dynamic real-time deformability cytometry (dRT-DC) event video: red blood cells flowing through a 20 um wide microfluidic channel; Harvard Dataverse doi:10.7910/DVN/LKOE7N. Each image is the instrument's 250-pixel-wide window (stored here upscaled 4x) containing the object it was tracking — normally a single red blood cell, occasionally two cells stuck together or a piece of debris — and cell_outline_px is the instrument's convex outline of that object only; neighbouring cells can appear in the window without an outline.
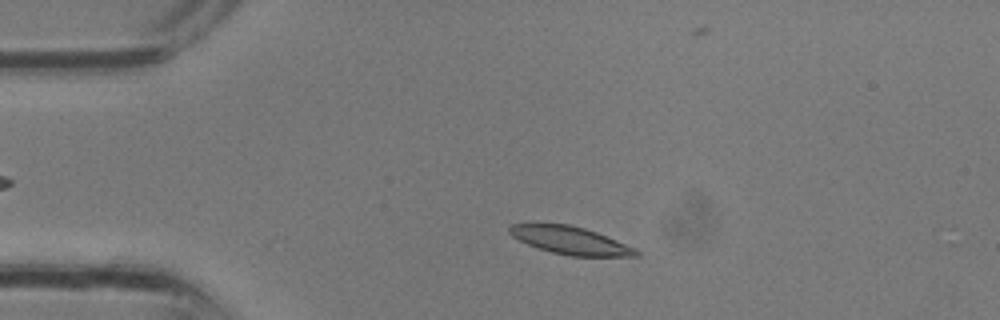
{"species": "common noctule bat (a hibernating species)", "species_latin": "Nyctalus noctula", "temperature_condition": "room temperature", "stored_images_in_passage": 30, "camera_frame_rate_fps": 3000, "um_per_image_px": 0.085, "animal": {"sex": "male", "body_mass_g": 13.3}, "frame": {"image": 1, "passage_image": 4, "time_ms": 1.0, "image_size_px": [1000, 320], "cell_outline_px": [[640, 256], [572, 256], [552, 252], [528, 244], [512, 236], [508, 232], [508, 228], [512, 224], [568, 224], [584, 228], [596, 232], [636, 248], [640, 252]], "centroid_in_image_um": [48.51, 20.44], "position_along_channel_um": 36.5, "area_um2": 20.17}}
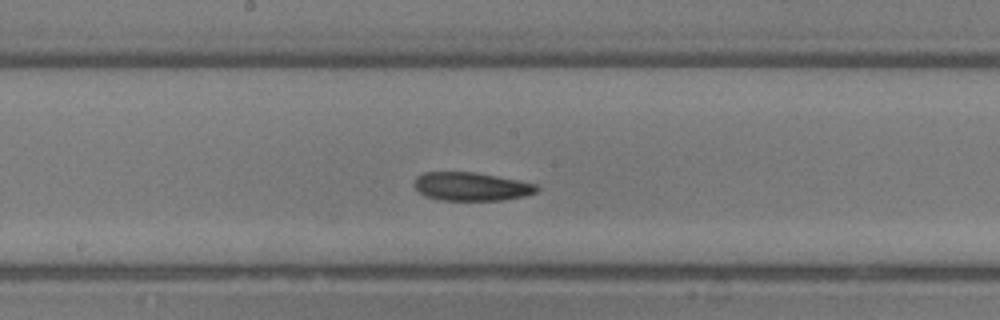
{"frame": {"image": 2, "passage_image": 14, "time_ms": 4.333, "image_size_px": [1000, 320], "cell_outline_px": [[540, 188], [536, 192], [524, 196], [500, 200], [440, 200], [424, 196], [412, 184], [416, 176], [424, 172], [472, 172], [520, 180], [536, 184]], "centroid_in_image_um": [40.03, 15.85], "position_along_channel_um": 208.2, "area_um2": 20.35}}
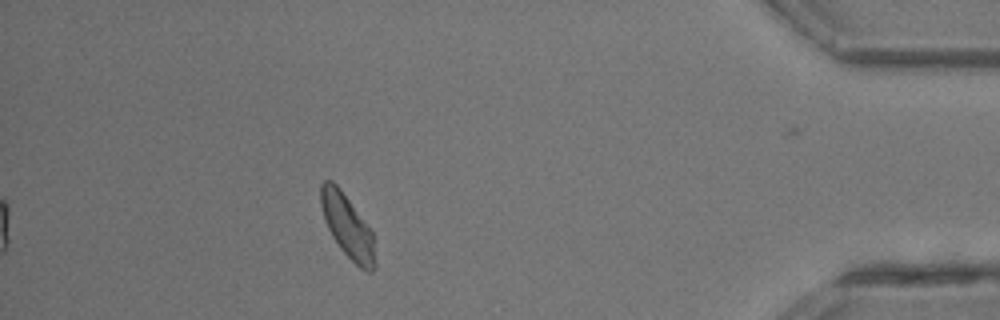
{"frame": {"image": 3, "passage_image": 26, "time_ms": 8.333, "image_size_px": [1000, 320], "cell_outline_px": [[376, 264], [372, 272], [368, 272], [360, 268], [340, 248], [332, 236], [324, 220], [320, 204], [320, 184], [324, 180], [332, 180], [340, 188], [372, 232]], "centroid_in_image_um": [29.51, 19.22], "position_along_channel_um": 405.7, "area_um2": 19.77}}